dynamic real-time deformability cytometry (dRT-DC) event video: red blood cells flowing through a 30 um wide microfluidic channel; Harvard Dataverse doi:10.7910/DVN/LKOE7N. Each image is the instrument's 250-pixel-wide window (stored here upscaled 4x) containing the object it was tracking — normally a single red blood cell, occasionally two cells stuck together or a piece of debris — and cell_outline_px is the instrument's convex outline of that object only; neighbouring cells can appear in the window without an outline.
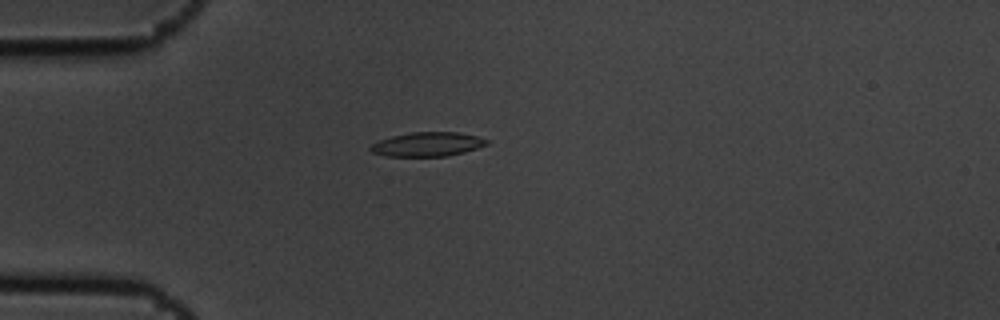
{"species": "common noctule bat (a hibernating species)", "species_latin": "Nyctalus noctula", "temperature_condition": "cold", "stored_images_in_passage": 7, "camera_frame_rate_fps": 3000, "um_per_image_px": 0.085, "animal": {"sex": "male", "body_mass_g": 19.5, "forearm_length_mm": 54.6}, "frame": {"image": 1, "passage_image": 4, "time_ms": 1.0, "image_size_px": [1000, 320], "cell_outline_px": [[488, 144], [464, 152], [444, 156], [384, 156], [372, 152], [368, 148], [372, 144], [380, 140], [392, 136], [412, 132], [456, 132], [476, 136], [488, 140]], "centroid_in_image_um": [36.3, 12.26], "position_along_channel_um": 48.7, "area_um2": 16.18}}
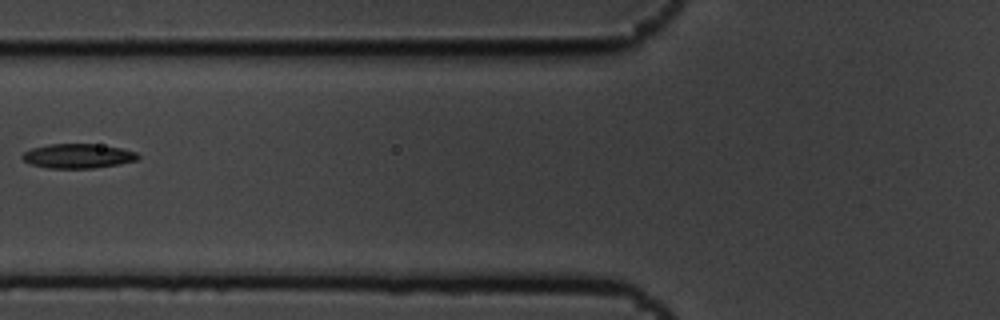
{"frame": {"image": 2, "passage_image": 6, "time_ms": 1.667, "image_size_px": [1000, 320], "cell_outline_px": [[140, 156], [136, 160], [116, 164], [92, 168], [48, 168], [32, 164], [24, 160], [20, 156], [24, 152], [32, 148], [48, 144], [96, 144], [120, 148], [136, 152]], "centroid_in_image_um": [6.59, 13.25], "position_along_channel_um": 119.2, "area_um2": 16.24}}
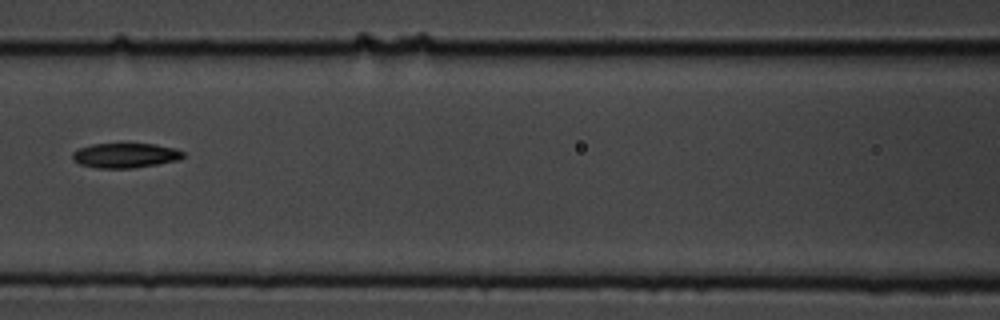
{"frame": {"image": 3, "passage_image": 7, "time_ms": 2.0, "image_size_px": [1000, 320], "cell_outline_px": [[184, 156], [176, 160], [156, 164], [132, 168], [96, 168], [80, 164], [72, 160], [72, 152], [80, 148], [92, 144], [156, 144], [176, 148], [184, 152]], "centroid_in_image_um": [10.63, 13.21], "position_along_channel_um": 156.0, "area_um2": 15.9}}